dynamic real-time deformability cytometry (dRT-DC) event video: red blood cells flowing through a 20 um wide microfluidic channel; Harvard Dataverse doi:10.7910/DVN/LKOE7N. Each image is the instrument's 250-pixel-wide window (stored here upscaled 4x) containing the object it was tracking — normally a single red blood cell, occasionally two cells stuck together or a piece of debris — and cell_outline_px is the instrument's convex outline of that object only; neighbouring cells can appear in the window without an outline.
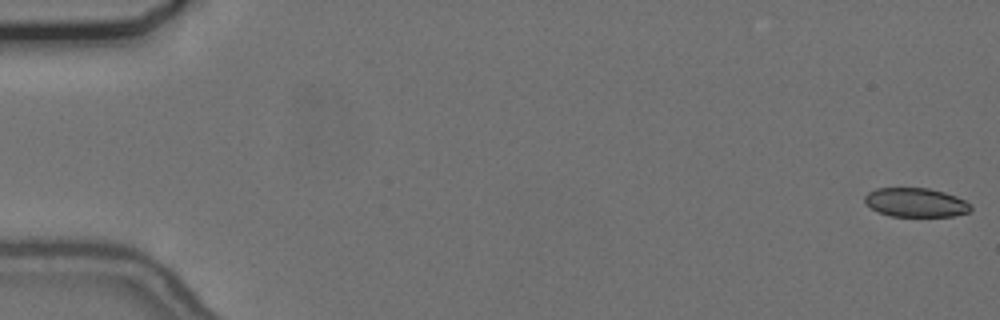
{"species": "common noctule bat (a hibernating species)", "species_latin": "Nyctalus noctula", "temperature_condition": "cold", "stored_images_in_passage": 56, "camera_frame_rate_fps": 3000, "um_per_image_px": 0.085, "animal": {"sex": "female", "body_mass_g": 24.6, "forearm_length_mm": 56.2}, "frame": {"image": 1, "passage_image": 1, "time_ms": 0.0, "image_size_px": [1000, 320], "cell_outline_px": [[972, 208], [968, 212], [952, 216], [892, 216], [880, 212], [872, 208], [864, 200], [864, 196], [868, 192], [876, 188], [928, 188], [944, 192], [956, 196], [972, 204]], "centroid_in_image_um": [77.86, 17.2], "position_along_channel_um": 7.1, "area_um2": 17.8}}
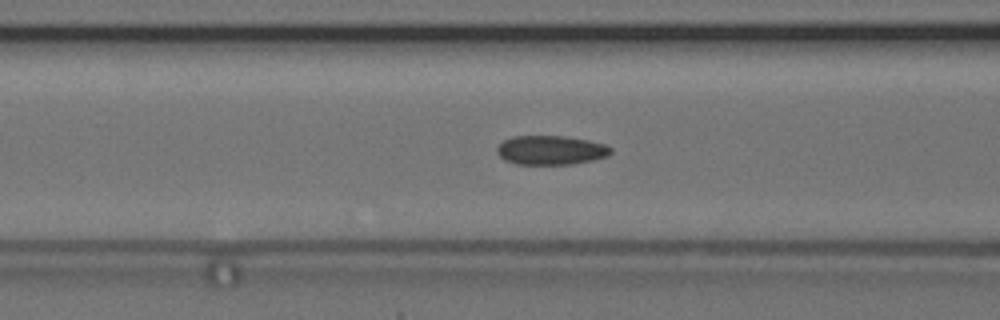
{"frame": {"image": 2, "passage_image": 23, "time_ms": 7.333, "image_size_px": [1000, 320], "cell_outline_px": [[612, 152], [608, 156], [592, 160], [572, 164], [516, 164], [504, 160], [496, 152], [496, 148], [504, 140], [512, 136], [564, 136], [588, 140], [604, 144], [612, 148]], "centroid_in_image_um": [46.81, 12.76], "position_along_channel_um": 119.8, "area_um2": 19.36}}
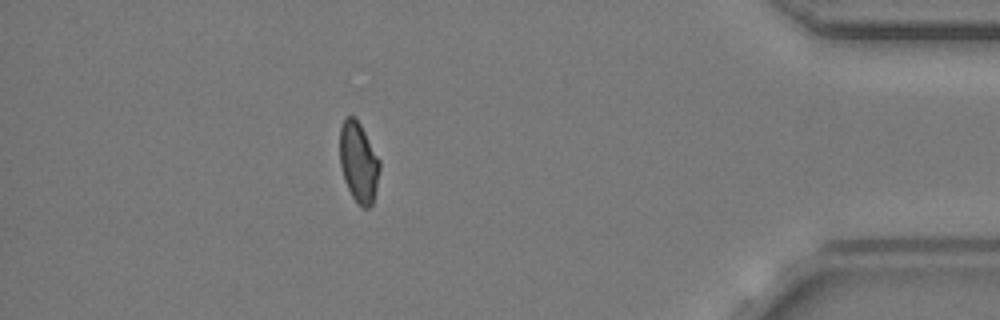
{"frame": {"image": 3, "passage_image": 50, "time_ms": 16.333, "image_size_px": [1000, 320], "cell_outline_px": [[380, 168], [376, 188], [372, 204], [368, 208], [360, 208], [356, 204], [344, 180], [340, 164], [340, 128], [344, 116], [356, 116], [380, 160]], "centroid_in_image_um": [30.47, 13.78], "position_along_channel_um": 404.7, "area_um2": 18.84}, "authors_computed_cell_mechanics": {"area_um2": 19.1896, "velocity_mm_per_s": 3.6687, "shape_relaxation_time_tau1_ms": null, "shape_relaxation_time_tau2_ms": 1.8895, "deformation_change_tau1": null, "deformation_change_tau2": 0.0581}}